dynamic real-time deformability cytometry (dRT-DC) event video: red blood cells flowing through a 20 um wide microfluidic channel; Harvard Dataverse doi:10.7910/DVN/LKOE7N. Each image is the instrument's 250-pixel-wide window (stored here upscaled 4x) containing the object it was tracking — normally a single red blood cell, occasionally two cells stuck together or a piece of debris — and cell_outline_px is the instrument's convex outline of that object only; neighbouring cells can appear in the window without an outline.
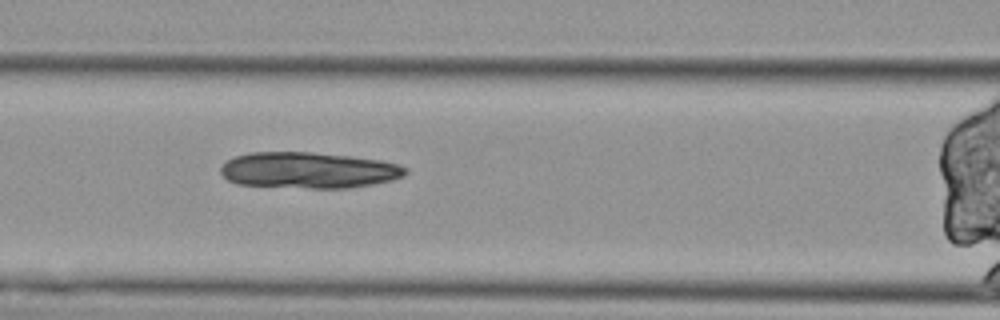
{"species": "Egyptian fruit bat (a non-hibernating species)", "species_latin": "Rousettus aegyptiacus", "temperature_condition": "cold", "stored_images_in_passage": 39, "camera_frame_rate_fps": 3000, "um_per_image_px": 0.085, "animal": {"sex": "female"}, "frame": {"image": 1, "passage_image": 9, "time_ms": 2.667, "image_size_px": [1000, 320], "cell_outline_px": [[408, 172], [404, 176], [392, 180], [372, 184], [348, 188], [308, 188], [236, 184], [228, 180], [220, 172], [220, 168], [228, 160], [236, 156], [248, 152], [312, 152], [352, 156], [380, 160], [396, 164], [408, 168]], "centroid_in_image_um": [26.23, 14.47], "position_along_channel_um": 140.4, "area_um2": 38.96}}
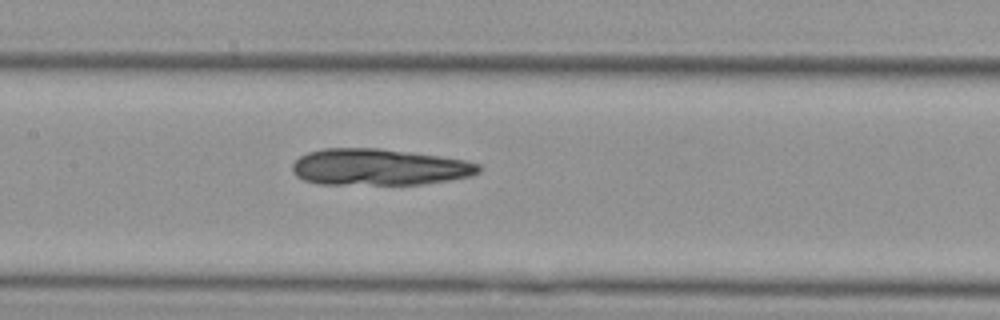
{"frame": {"image": 2, "passage_image": 12, "time_ms": 3.667, "image_size_px": [1000, 320], "cell_outline_px": [[480, 172], [472, 176], [424, 184], [320, 184], [304, 180], [296, 176], [292, 172], [292, 164], [300, 156], [308, 152], [324, 148], [380, 148], [412, 152], [440, 156], [464, 160], [480, 164]], "centroid_in_image_um": [32.21, 14.2], "position_along_channel_um": 175.2, "area_um2": 39.77}}